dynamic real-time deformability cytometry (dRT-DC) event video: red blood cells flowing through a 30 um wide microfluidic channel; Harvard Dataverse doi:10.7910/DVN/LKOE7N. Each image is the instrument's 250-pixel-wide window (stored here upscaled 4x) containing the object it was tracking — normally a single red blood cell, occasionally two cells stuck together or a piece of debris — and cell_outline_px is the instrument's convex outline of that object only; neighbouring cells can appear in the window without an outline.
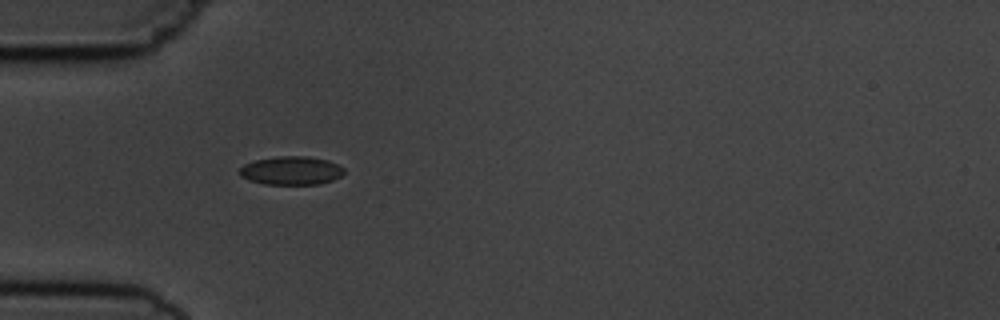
{"species": "common noctule bat (a hibernating species)", "species_latin": "Nyctalus noctula", "temperature_condition": "cold", "stored_images_in_passage": 4, "camera_frame_rate_fps": 3000, "um_per_image_px": 0.085, "animal": {"sex": "male", "body_mass_g": 19.5, "forearm_length_mm": 54.6}, "frame": {"image": 1, "passage_image": 3, "time_ms": 3.333, "image_size_px": [1000, 320], "cell_outline_px": [[344, 172], [340, 176], [332, 180], [320, 184], [264, 184], [248, 180], [240, 176], [240, 168], [244, 164], [256, 160], [280, 156], [308, 156], [328, 160], [344, 168]], "centroid_in_image_um": [24.75, 14.5], "position_along_channel_um": 60.3, "area_um2": 17.28}}
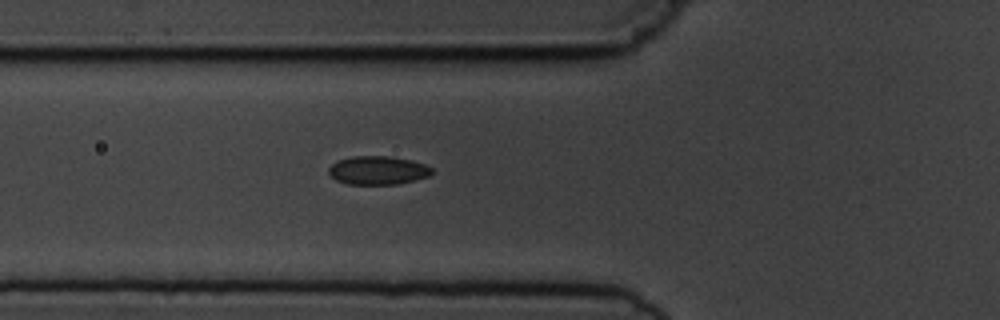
{"frame": {"image": 2, "passage_image": 4, "time_ms": 4.333, "image_size_px": [1000, 320], "cell_outline_px": [[432, 172], [428, 176], [396, 184], [348, 184], [336, 180], [328, 172], [328, 168], [336, 160], [352, 156], [392, 156], [412, 160], [424, 164], [432, 168]], "centroid_in_image_um": [32.08, 14.46], "position_along_channel_um": 93.7, "area_um2": 17.11}}